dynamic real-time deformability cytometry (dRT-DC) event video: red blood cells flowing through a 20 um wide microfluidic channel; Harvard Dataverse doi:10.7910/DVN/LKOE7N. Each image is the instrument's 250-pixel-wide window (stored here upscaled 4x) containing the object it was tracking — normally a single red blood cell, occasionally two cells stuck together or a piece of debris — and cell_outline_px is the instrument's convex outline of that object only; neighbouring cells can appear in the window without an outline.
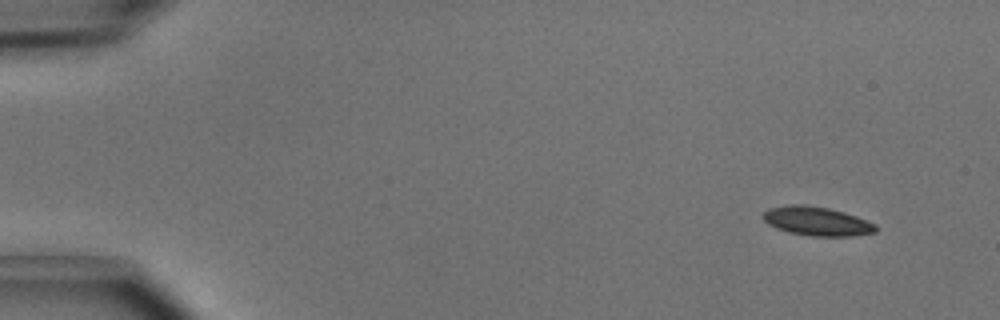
{"species": "common noctule bat (a hibernating species)", "species_latin": "Nyctalus noctula", "temperature_condition": "cold", "stored_images_in_passage": 4, "camera_frame_rate_fps": 3000, "um_per_image_px": 0.085, "animal": {"sex": "male", "body_mass_g": 15.6}, "frame": {"image": 1, "passage_image": 1, "time_ms": 0.0, "image_size_px": [1000, 320], "cell_outline_px": [[876, 232], [852, 236], [812, 236], [788, 232], [776, 228], [768, 224], [760, 216], [768, 208], [788, 204], [808, 204], [828, 208], [844, 212], [856, 216], [876, 224]], "centroid_in_image_um": [69.39, 18.79], "position_along_channel_um": 15.6, "area_um2": 19.19}}
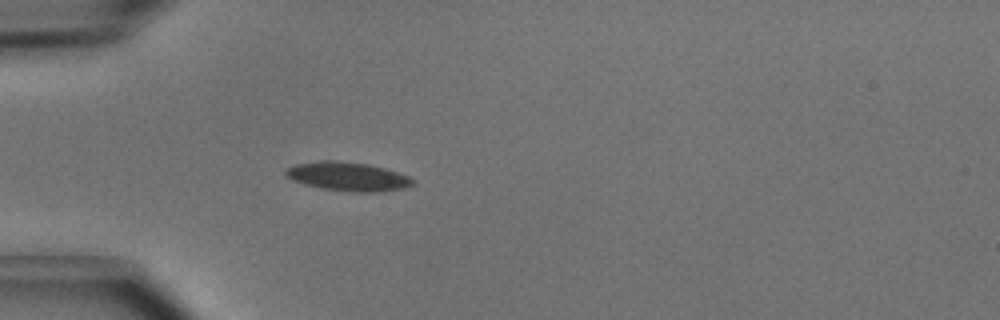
{"frame": {"image": 2, "passage_image": 4, "time_ms": 1.0, "image_size_px": [1000, 320], "cell_outline_px": [[416, 184], [404, 188], [380, 192], [356, 192], [320, 188], [304, 184], [292, 180], [284, 172], [284, 168], [296, 164], [320, 160], [336, 160], [368, 164], [384, 168], [408, 176], [416, 180]], "centroid_in_image_um": [29.57, 15.0], "position_along_channel_um": 55.4, "area_um2": 21.5}}